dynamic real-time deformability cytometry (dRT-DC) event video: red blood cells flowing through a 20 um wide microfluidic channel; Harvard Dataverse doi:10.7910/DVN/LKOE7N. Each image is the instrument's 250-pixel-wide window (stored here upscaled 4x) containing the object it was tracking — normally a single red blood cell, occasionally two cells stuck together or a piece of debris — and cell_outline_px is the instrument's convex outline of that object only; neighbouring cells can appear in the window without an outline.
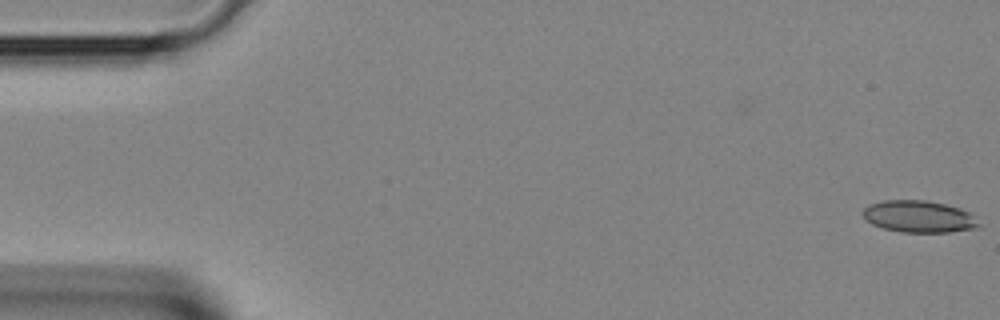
{"species": "Egyptian fruit bat (a non-hibernating species)", "species_latin": "Rousettus aegyptiacus", "temperature_condition": "room temperature", "stored_images_in_passage": 6, "camera_frame_rate_fps": 3000, "um_per_image_px": 0.085, "animal": {"sex": "female"}, "frame": {"image": 1, "passage_image": 1, "time_ms": 0.0, "image_size_px": [1000, 320], "cell_outline_px": [[980, 228], [948, 232], [900, 232], [884, 228], [872, 224], [864, 220], [860, 212], [868, 204], [884, 200], [924, 200], [944, 204], [960, 208], [968, 212], [980, 224]], "centroid_in_image_um": [78.05, 18.41], "position_along_channel_um": 6.9, "area_um2": 21.68}}